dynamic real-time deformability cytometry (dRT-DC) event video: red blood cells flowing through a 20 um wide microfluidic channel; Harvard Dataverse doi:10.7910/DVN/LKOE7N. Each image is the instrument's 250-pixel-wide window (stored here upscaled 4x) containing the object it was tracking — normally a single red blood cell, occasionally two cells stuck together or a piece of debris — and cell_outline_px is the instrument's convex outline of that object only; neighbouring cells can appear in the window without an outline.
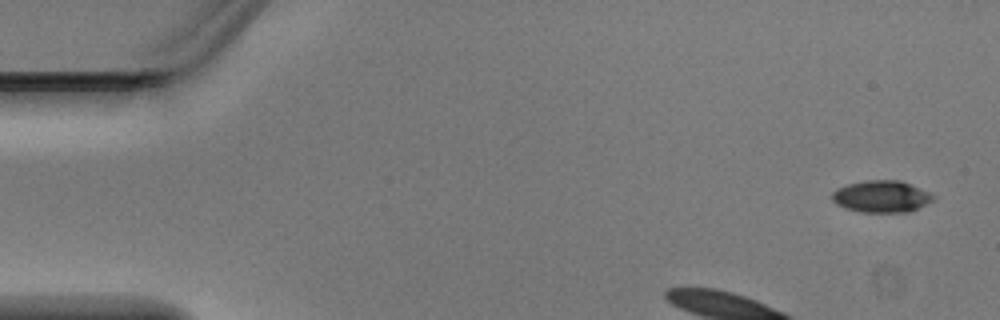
{"species": "Egyptian fruit bat (a non-hibernating species)", "species_latin": "Rousettus aegyptiacus", "temperature_condition": "warm", "stored_images_in_passage": 4, "camera_frame_rate_fps": 3000, "um_per_image_px": 0.085, "animal": {"sex": "male"}, "frame": {"image": 1, "passage_image": 1, "time_ms": 0.0, "image_size_px": [1000, 320], "cell_outline_px": [[936, 196], [932, 200], [908, 212], [860, 212], [844, 208], [836, 204], [832, 200], [832, 192], [836, 188], [848, 184], [868, 180], [900, 180], [928, 192]], "centroid_in_image_um": [74.87, 16.7], "position_along_channel_um": 10.1, "area_um2": 18.61}}
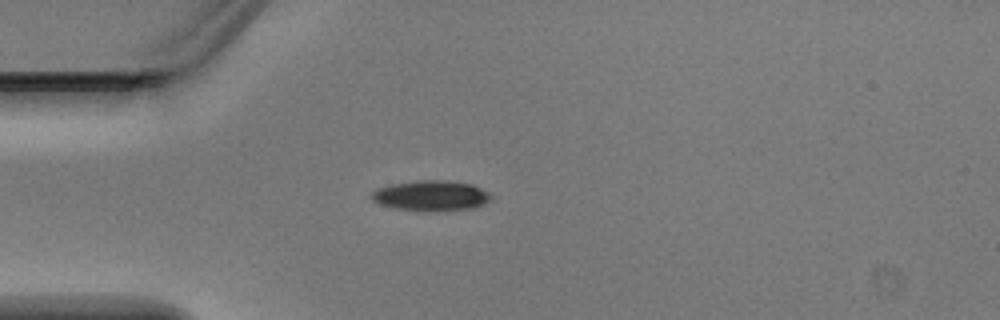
{"frame": {"image": 2, "passage_image": 4, "time_ms": 1.0, "image_size_px": [1000, 320], "cell_outline_px": [[492, 196], [484, 204], [472, 208], [424, 212], [396, 208], [380, 204], [372, 200], [368, 196], [372, 192], [380, 188], [392, 184], [424, 180], [444, 180], [472, 184], [488, 192]], "centroid_in_image_um": [36.62, 16.64], "position_along_channel_um": 48.4, "area_um2": 20.98}}